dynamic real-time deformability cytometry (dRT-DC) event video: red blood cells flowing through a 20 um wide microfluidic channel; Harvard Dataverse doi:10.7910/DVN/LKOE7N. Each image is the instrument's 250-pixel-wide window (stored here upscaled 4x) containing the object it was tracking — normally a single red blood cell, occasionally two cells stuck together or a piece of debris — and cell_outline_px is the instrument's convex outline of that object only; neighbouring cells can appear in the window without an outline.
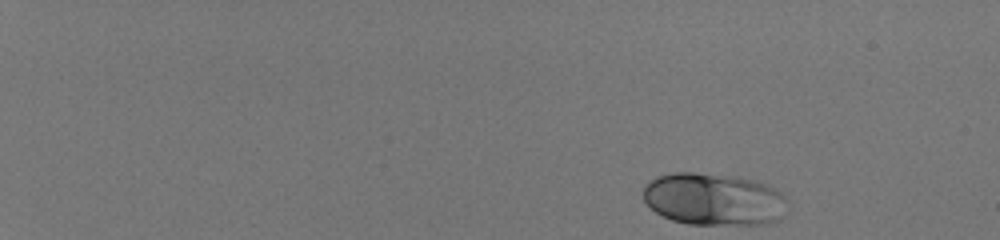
{"species": "human", "species_latin": "Homo sapiens", "temperature_condition": "room temperature", "stored_images_in_passage": 48, "camera_frame_rate_fps": 3000, "um_per_image_px": 0.085, "donor": {"sex": "male"}, "frame": {"image": 1, "passage_image": 1, "time_ms": 0.0, "image_size_px": [1000, 240], "cell_outline_px": [[792, 204], [784, 216], [780, 220], [768, 224], [688, 224], [672, 220], [656, 212], [644, 200], [644, 184], [656, 176], [672, 172], [692, 172], [736, 176], [752, 180], [764, 184], [780, 192]], "centroid_in_image_um": [60.72, 16.94], "position_along_channel_um": 24.3, "area_um2": 44.51}}
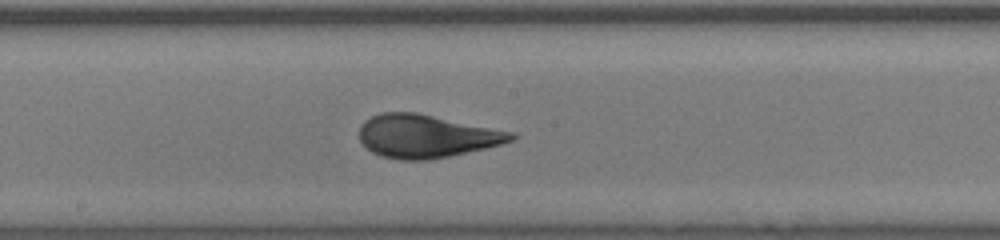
{"frame": {"image": 2, "passage_image": 28, "time_ms": 9.0, "image_size_px": [1000, 240], "cell_outline_px": [[516, 136], [512, 140], [500, 144], [484, 148], [448, 156], [428, 160], [400, 160], [380, 156], [372, 152], [360, 140], [360, 124], [364, 120], [380, 112], [416, 112], [516, 132]], "centroid_in_image_um": [36.22, 11.56], "position_along_channel_um": 212.0, "area_um2": 38.09}}
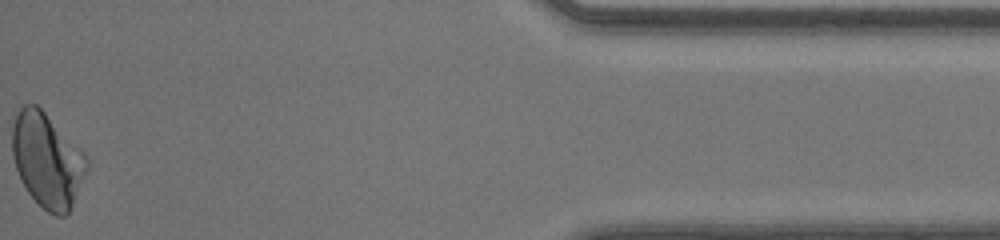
{"frame": {"image": 3, "passage_image": 48, "time_ms": 15.667, "image_size_px": [1000, 240], "cell_outline_px": [[88, 168], [72, 204], [68, 212], [64, 216], [56, 216], [48, 212], [28, 192], [16, 168], [12, 156], [12, 128], [16, 112], [24, 104], [36, 104], [88, 156]], "centroid_in_image_um": [4.0, 13.59], "position_along_channel_um": 431.2, "area_um2": 40.46}, "authors_computed_cell_mechanics": {"area_um2": 38.4948, "velocity_mm_per_s": 4.1122, "shape_relaxation_time_tau1_ms": 3.237, "shape_relaxation_time_tau2_ms": null, "deformation_change_tau1": 0.1335, "deformation_change_tau2": null}}